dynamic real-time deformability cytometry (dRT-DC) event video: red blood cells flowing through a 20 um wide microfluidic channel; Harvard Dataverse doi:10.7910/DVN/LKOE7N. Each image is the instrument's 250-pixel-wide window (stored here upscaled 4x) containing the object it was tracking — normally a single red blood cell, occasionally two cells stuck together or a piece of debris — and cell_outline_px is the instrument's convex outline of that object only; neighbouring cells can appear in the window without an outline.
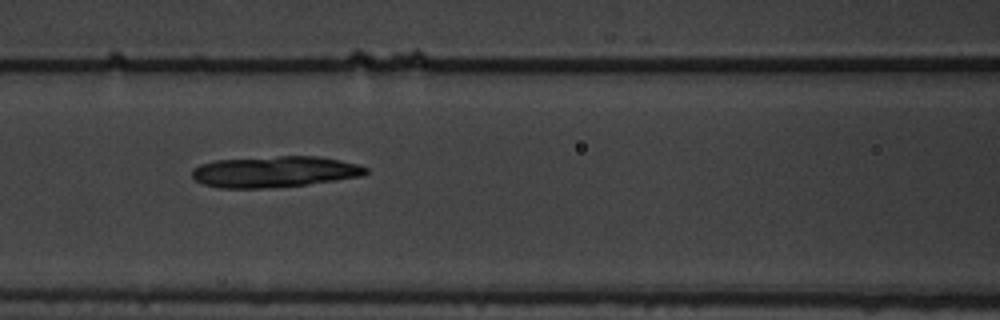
{"species": "common noctule bat (a hibernating species)", "species_latin": "Nyctalus noctula", "temperature_condition": "warm", "stored_images_in_passage": 58, "camera_frame_rate_fps": 3000, "um_per_image_px": 0.085, "animal": {"sex": "male", "body_mass_g": 19.5, "forearm_length_mm": 54.6}, "frame": {"image": 1, "passage_image": 26, "time_ms": 8.333, "image_size_px": [1000, 320], "cell_outline_px": [[368, 172], [364, 176], [308, 184], [264, 188], [220, 188], [204, 184], [196, 180], [192, 176], [192, 168], [200, 164], [216, 160], [280, 156], [320, 156], [340, 160], [356, 164], [368, 168]], "centroid_in_image_um": [23.35, 14.59], "position_along_channel_um": 143.2, "area_um2": 31.5}}
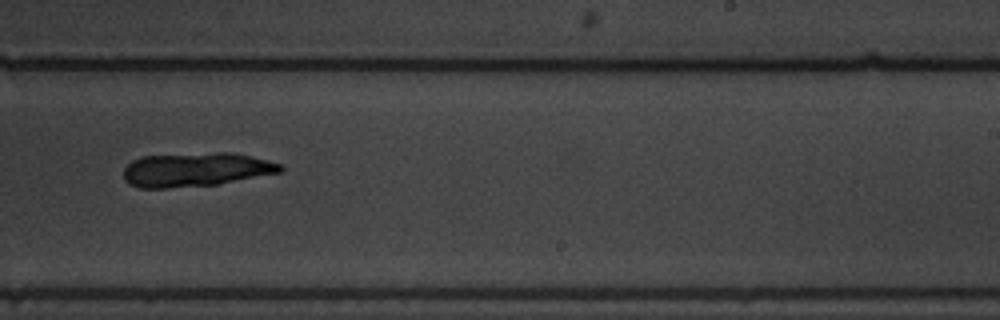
{"frame": {"image": 2, "passage_image": 37, "time_ms": 12.0, "image_size_px": [1000, 320], "cell_outline_px": [[284, 168], [280, 172], [220, 184], [168, 188], [140, 188], [128, 184], [124, 180], [124, 168], [132, 160], [140, 156], [216, 152], [232, 152], [252, 156], [268, 160], [280, 164]], "centroid_in_image_um": [16.62, 14.41], "position_along_channel_um": 272.4, "area_um2": 31.27}}
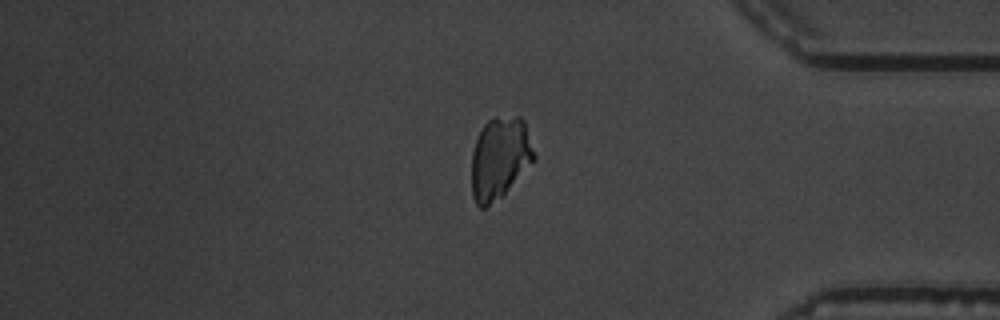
{"frame": {"image": 3, "passage_image": 49, "time_ms": 16.0, "image_size_px": [1000, 320], "cell_outline_px": [[536, 160], [500, 196], [484, 208], [480, 208], [476, 204], [472, 196], [472, 152], [476, 140], [484, 124], [488, 120], [496, 116], [520, 116], [524, 120], [536, 156]], "centroid_in_image_um": [42.49, 13.4], "position_along_channel_um": 392.7, "area_um2": 29.71}}